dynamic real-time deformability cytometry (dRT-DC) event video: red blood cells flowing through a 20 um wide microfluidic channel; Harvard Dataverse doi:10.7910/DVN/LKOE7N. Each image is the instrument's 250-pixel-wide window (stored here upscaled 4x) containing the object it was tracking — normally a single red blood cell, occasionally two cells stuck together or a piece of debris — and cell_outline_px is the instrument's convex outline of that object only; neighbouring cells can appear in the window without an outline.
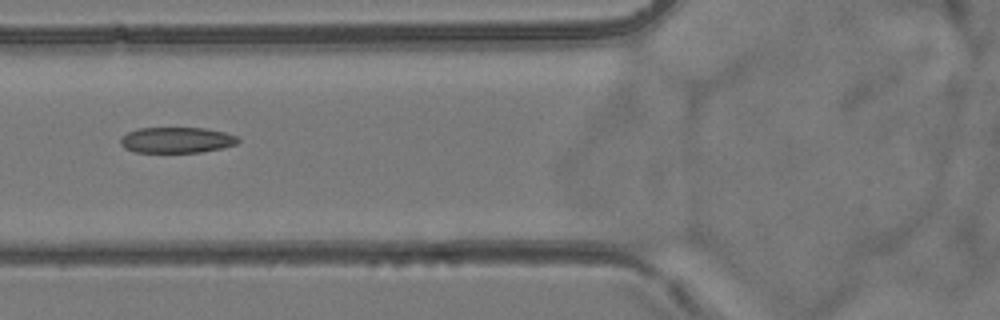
{"species": "common noctule bat (a hibernating species)", "species_latin": "Nyctalus noctula", "temperature_condition": "room temperature", "stored_images_in_passage": 6, "camera_frame_rate_fps": 3000, "um_per_image_px": 0.085, "animal": {"sex": "female", "body_mass_g": 24.6, "forearm_length_mm": 56.2}, "frame": {"image": 1, "passage_image": 6, "time_ms": 5.667, "image_size_px": [1000, 320], "cell_outline_px": [[240, 140], [236, 144], [220, 148], [200, 152], [136, 152], [124, 148], [120, 144], [120, 136], [128, 132], [140, 128], [204, 128], [224, 132], [236, 136]], "centroid_in_image_um": [14.97, 11.9], "position_along_channel_um": 110.8, "area_um2": 17.57}}